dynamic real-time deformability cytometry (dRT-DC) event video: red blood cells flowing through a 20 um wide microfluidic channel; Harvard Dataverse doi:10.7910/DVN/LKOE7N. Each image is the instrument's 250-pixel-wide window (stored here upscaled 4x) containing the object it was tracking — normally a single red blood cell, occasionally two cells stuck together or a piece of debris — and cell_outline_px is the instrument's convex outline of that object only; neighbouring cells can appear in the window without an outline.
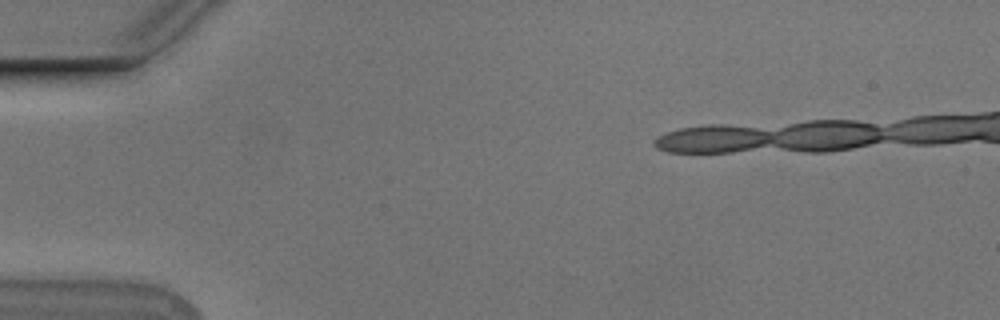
{"species": "Egyptian fruit bat (a non-hibernating species)", "species_latin": "Rousettus aegyptiacus", "temperature_condition": "cold", "stored_images_in_passage": 9, "camera_frame_rate_fps": 3000, "um_per_image_px": 0.085, "animal": {"sex": "male"}, "frame": {"image": 1, "passage_image": 1, "time_ms": 0.0, "image_size_px": [1000, 320], "cell_outline_px": [[768, 140], [756, 144], [740, 148], [720, 152], [684, 152], [668, 148], [696, 128], [740, 128], [760, 132]], "centroid_in_image_um": [61.01, 11.9], "position_along_channel_um": 24.0, "area_um2": 12.48}}